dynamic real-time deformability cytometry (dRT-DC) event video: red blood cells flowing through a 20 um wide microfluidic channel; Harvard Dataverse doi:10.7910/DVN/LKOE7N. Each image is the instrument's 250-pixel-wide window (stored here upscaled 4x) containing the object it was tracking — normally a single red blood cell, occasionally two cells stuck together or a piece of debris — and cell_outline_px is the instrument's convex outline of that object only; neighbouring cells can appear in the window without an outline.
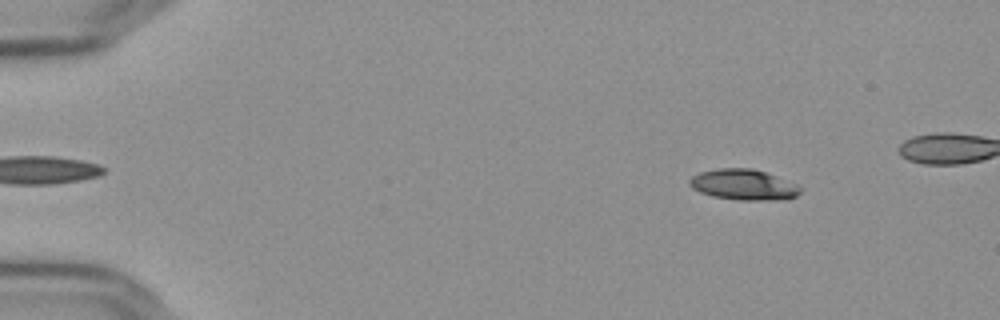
{"species": "Egyptian fruit bat (a non-hibernating species)", "species_latin": "Rousettus aegyptiacus", "temperature_condition": "cold", "stored_images_in_passage": 51, "camera_frame_rate_fps": 3000, "um_per_image_px": 0.085, "frame": {"image": 1, "passage_image": 6, "time_ms": 1.667, "image_size_px": [1000, 320], "cell_outline_px": [[804, 188], [796, 196], [772, 200], [740, 200], [712, 196], [700, 192], [692, 188], [688, 184], [688, 180], [692, 176], [700, 172], [720, 168], [752, 168], [764, 172], [796, 184]], "centroid_in_image_um": [63.17, 15.69], "position_along_channel_um": 21.8, "area_um2": 19.65}}
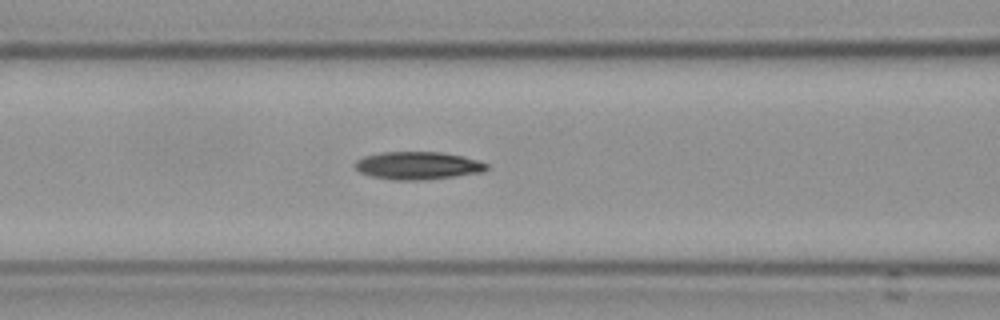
{"frame": {"image": 2, "passage_image": 23, "time_ms": 7.333, "image_size_px": [1000, 320], "cell_outline_px": [[488, 168], [484, 172], [452, 176], [416, 180], [392, 180], [372, 176], [360, 172], [352, 164], [356, 160], [364, 156], [380, 152], [440, 152], [464, 156], [488, 164]], "centroid_in_image_um": [35.48, 14.06], "position_along_channel_um": 131.1, "area_um2": 21.21}}
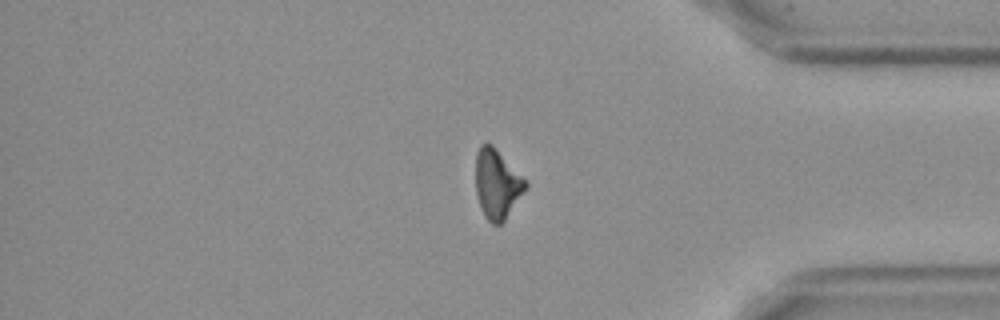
{"frame": {"image": 3, "passage_image": 46, "time_ms": 15.0, "image_size_px": [1000, 320], "cell_outline_px": [[528, 184], [504, 220], [500, 224], [492, 224], [488, 220], [480, 204], [476, 192], [476, 152], [480, 144], [492, 144]], "centroid_in_image_um": [42.21, 15.61], "position_along_channel_um": 393.0, "area_um2": 19.36}, "authors_computed_cell_mechanics": {"area_um2": 20.5768, "velocity_mm_per_s": 3.654, "shape_relaxation_time_tau1_ms": 4.4427, "shape_relaxation_time_tau2_ms": null, "deformation_change_tau1": 0.1502, "deformation_change_tau2": null}}